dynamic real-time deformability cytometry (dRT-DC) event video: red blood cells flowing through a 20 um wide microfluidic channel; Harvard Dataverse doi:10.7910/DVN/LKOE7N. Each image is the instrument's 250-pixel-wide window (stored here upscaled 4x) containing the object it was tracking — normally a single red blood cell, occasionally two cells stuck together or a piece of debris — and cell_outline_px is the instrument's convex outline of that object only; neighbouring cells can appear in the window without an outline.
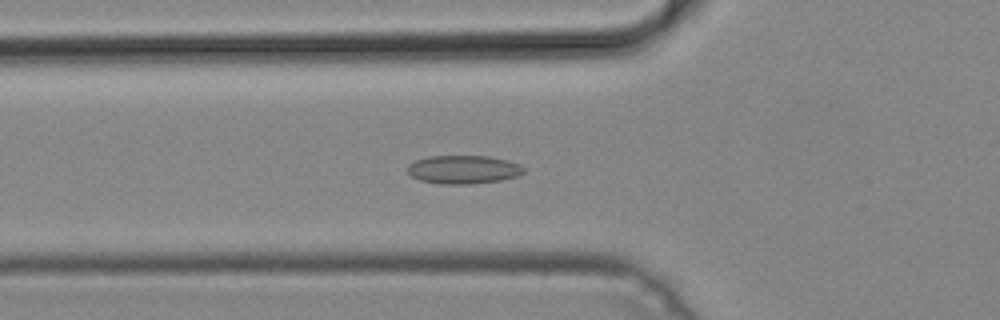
{"species": "common noctule bat (a hibernating species)", "species_latin": "Nyctalus noctula", "temperature_condition": "cold", "stored_images_in_passage": 32, "camera_frame_rate_fps": 3000, "um_per_image_px": 0.085, "animal": {"sex": "male", "body_mass_g": 19.2, "forearm_length_mm": 51.8}, "frame": {"image": 1, "passage_image": 5, "time_ms": 1.333, "image_size_px": [1000, 320], "cell_outline_px": [[524, 172], [520, 176], [500, 180], [472, 184], [440, 184], [420, 180], [412, 176], [408, 172], [408, 164], [416, 160], [428, 156], [488, 156], [508, 160], [520, 164], [524, 168]], "centroid_in_image_um": [39.41, 14.41], "position_along_channel_um": 86.4, "area_um2": 19.36}}
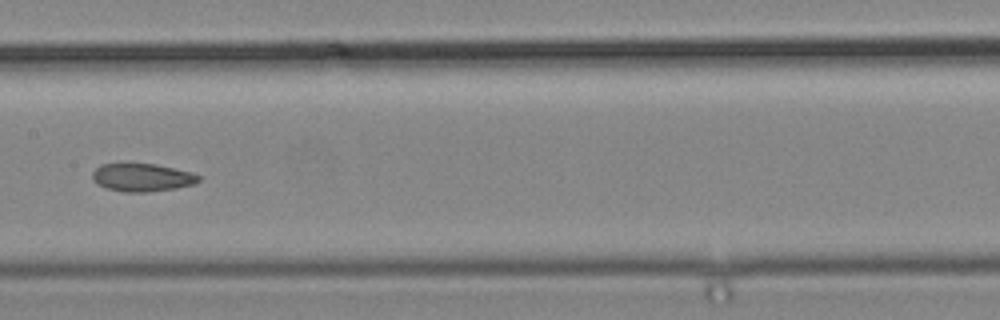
{"frame": {"image": 2, "passage_image": 13, "time_ms": 4.0, "image_size_px": [1000, 320], "cell_outline_px": [[200, 180], [192, 184], [176, 188], [148, 192], [124, 192], [108, 188], [96, 184], [92, 180], [92, 172], [100, 164], [156, 164], [192, 172], [200, 176]], "centroid_in_image_um": [12.06, 15.08], "position_along_channel_um": 195.3, "area_um2": 17.28}}
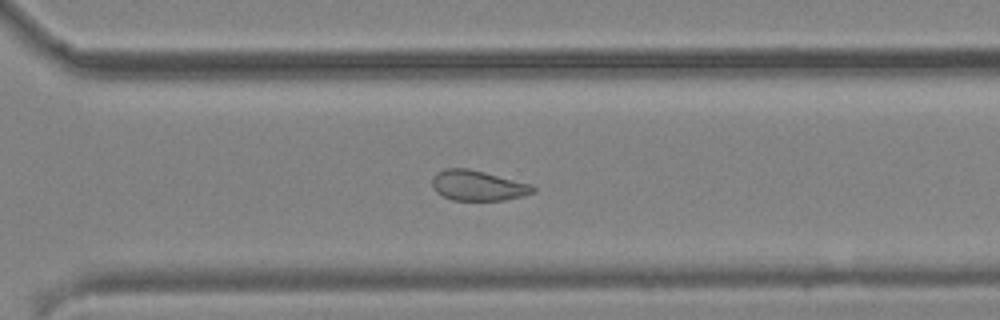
{"frame": {"image": 3, "passage_image": 23, "time_ms": 7.333, "image_size_px": [1000, 320], "cell_outline_px": [[536, 188], [532, 192], [520, 196], [504, 200], [452, 200], [436, 192], [432, 188], [432, 176], [436, 172], [444, 168], [468, 168], [532, 184]], "centroid_in_image_um": [40.56, 15.76], "position_along_channel_um": 330.0, "area_um2": 17.74}}